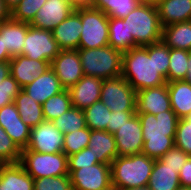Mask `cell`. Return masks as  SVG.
<instances>
[{
    "instance_id": "1",
    "label": "cell",
    "mask_w": 191,
    "mask_h": 190,
    "mask_svg": "<svg viewBox=\"0 0 191 190\" xmlns=\"http://www.w3.org/2000/svg\"><path fill=\"white\" fill-rule=\"evenodd\" d=\"M170 48L162 41L129 49L122 54L121 76L137 92L167 83Z\"/></svg>"
},
{
    "instance_id": "2",
    "label": "cell",
    "mask_w": 191,
    "mask_h": 190,
    "mask_svg": "<svg viewBox=\"0 0 191 190\" xmlns=\"http://www.w3.org/2000/svg\"><path fill=\"white\" fill-rule=\"evenodd\" d=\"M142 126V152L152 159L161 158L175 146V135L179 118L173 110L163 111L156 115L151 113L137 114Z\"/></svg>"
},
{
    "instance_id": "3",
    "label": "cell",
    "mask_w": 191,
    "mask_h": 190,
    "mask_svg": "<svg viewBox=\"0 0 191 190\" xmlns=\"http://www.w3.org/2000/svg\"><path fill=\"white\" fill-rule=\"evenodd\" d=\"M155 159L143 153L117 156L111 162L112 185L119 190L148 184Z\"/></svg>"
},
{
    "instance_id": "4",
    "label": "cell",
    "mask_w": 191,
    "mask_h": 190,
    "mask_svg": "<svg viewBox=\"0 0 191 190\" xmlns=\"http://www.w3.org/2000/svg\"><path fill=\"white\" fill-rule=\"evenodd\" d=\"M123 21L127 25L128 37L134 38V47L155 44L161 41L162 25L157 7L138 4Z\"/></svg>"
},
{
    "instance_id": "5",
    "label": "cell",
    "mask_w": 191,
    "mask_h": 190,
    "mask_svg": "<svg viewBox=\"0 0 191 190\" xmlns=\"http://www.w3.org/2000/svg\"><path fill=\"white\" fill-rule=\"evenodd\" d=\"M78 54L84 75L103 80L121 76L122 52L110 45L101 48H79Z\"/></svg>"
},
{
    "instance_id": "6",
    "label": "cell",
    "mask_w": 191,
    "mask_h": 190,
    "mask_svg": "<svg viewBox=\"0 0 191 190\" xmlns=\"http://www.w3.org/2000/svg\"><path fill=\"white\" fill-rule=\"evenodd\" d=\"M19 163L33 179L69 175L68 157L63 152L22 151Z\"/></svg>"
},
{
    "instance_id": "7",
    "label": "cell",
    "mask_w": 191,
    "mask_h": 190,
    "mask_svg": "<svg viewBox=\"0 0 191 190\" xmlns=\"http://www.w3.org/2000/svg\"><path fill=\"white\" fill-rule=\"evenodd\" d=\"M82 31L79 48H101L109 45V17L92 6L80 7Z\"/></svg>"
},
{
    "instance_id": "8",
    "label": "cell",
    "mask_w": 191,
    "mask_h": 190,
    "mask_svg": "<svg viewBox=\"0 0 191 190\" xmlns=\"http://www.w3.org/2000/svg\"><path fill=\"white\" fill-rule=\"evenodd\" d=\"M100 101L111 111H136V91L122 77L103 80Z\"/></svg>"
},
{
    "instance_id": "9",
    "label": "cell",
    "mask_w": 191,
    "mask_h": 190,
    "mask_svg": "<svg viewBox=\"0 0 191 190\" xmlns=\"http://www.w3.org/2000/svg\"><path fill=\"white\" fill-rule=\"evenodd\" d=\"M60 51L61 49L54 39L52 31L37 29L28 23L22 55L29 59L43 60L51 63Z\"/></svg>"
},
{
    "instance_id": "10",
    "label": "cell",
    "mask_w": 191,
    "mask_h": 190,
    "mask_svg": "<svg viewBox=\"0 0 191 190\" xmlns=\"http://www.w3.org/2000/svg\"><path fill=\"white\" fill-rule=\"evenodd\" d=\"M64 134L57 129L52 121L44 120L31 128L30 139L26 149L22 151H35L39 153L63 152Z\"/></svg>"
},
{
    "instance_id": "11",
    "label": "cell",
    "mask_w": 191,
    "mask_h": 190,
    "mask_svg": "<svg viewBox=\"0 0 191 190\" xmlns=\"http://www.w3.org/2000/svg\"><path fill=\"white\" fill-rule=\"evenodd\" d=\"M73 190H105L112 186L111 165L97 163L70 174Z\"/></svg>"
},
{
    "instance_id": "12",
    "label": "cell",
    "mask_w": 191,
    "mask_h": 190,
    "mask_svg": "<svg viewBox=\"0 0 191 190\" xmlns=\"http://www.w3.org/2000/svg\"><path fill=\"white\" fill-rule=\"evenodd\" d=\"M50 67L65 89L75 85L84 76L78 50H61Z\"/></svg>"
},
{
    "instance_id": "13",
    "label": "cell",
    "mask_w": 191,
    "mask_h": 190,
    "mask_svg": "<svg viewBox=\"0 0 191 190\" xmlns=\"http://www.w3.org/2000/svg\"><path fill=\"white\" fill-rule=\"evenodd\" d=\"M114 138L118 156L142 152L144 144L142 126L136 113L114 133Z\"/></svg>"
},
{
    "instance_id": "14",
    "label": "cell",
    "mask_w": 191,
    "mask_h": 190,
    "mask_svg": "<svg viewBox=\"0 0 191 190\" xmlns=\"http://www.w3.org/2000/svg\"><path fill=\"white\" fill-rule=\"evenodd\" d=\"M75 8L70 0H47L29 24L37 29L52 31L57 25L64 21Z\"/></svg>"
},
{
    "instance_id": "15",
    "label": "cell",
    "mask_w": 191,
    "mask_h": 190,
    "mask_svg": "<svg viewBox=\"0 0 191 190\" xmlns=\"http://www.w3.org/2000/svg\"><path fill=\"white\" fill-rule=\"evenodd\" d=\"M0 126L21 150L26 149L31 128L22 121L14 102L0 109Z\"/></svg>"
},
{
    "instance_id": "16",
    "label": "cell",
    "mask_w": 191,
    "mask_h": 190,
    "mask_svg": "<svg viewBox=\"0 0 191 190\" xmlns=\"http://www.w3.org/2000/svg\"><path fill=\"white\" fill-rule=\"evenodd\" d=\"M172 110L167 83L159 87L142 89L136 93V114L156 115Z\"/></svg>"
},
{
    "instance_id": "17",
    "label": "cell",
    "mask_w": 191,
    "mask_h": 190,
    "mask_svg": "<svg viewBox=\"0 0 191 190\" xmlns=\"http://www.w3.org/2000/svg\"><path fill=\"white\" fill-rule=\"evenodd\" d=\"M102 83L103 79L84 75L75 85L67 89L72 106L85 110L100 101Z\"/></svg>"
},
{
    "instance_id": "18",
    "label": "cell",
    "mask_w": 191,
    "mask_h": 190,
    "mask_svg": "<svg viewBox=\"0 0 191 190\" xmlns=\"http://www.w3.org/2000/svg\"><path fill=\"white\" fill-rule=\"evenodd\" d=\"M9 64L10 74L19 86L23 88L50 68L51 63L43 60L29 59L25 55H17L9 60Z\"/></svg>"
},
{
    "instance_id": "19",
    "label": "cell",
    "mask_w": 191,
    "mask_h": 190,
    "mask_svg": "<svg viewBox=\"0 0 191 190\" xmlns=\"http://www.w3.org/2000/svg\"><path fill=\"white\" fill-rule=\"evenodd\" d=\"M82 23L80 7L75 10L53 30V37L61 50H78Z\"/></svg>"
},
{
    "instance_id": "20",
    "label": "cell",
    "mask_w": 191,
    "mask_h": 190,
    "mask_svg": "<svg viewBox=\"0 0 191 190\" xmlns=\"http://www.w3.org/2000/svg\"><path fill=\"white\" fill-rule=\"evenodd\" d=\"M33 100L43 104L51 96L57 95L65 88L50 67L32 83L22 88Z\"/></svg>"
},
{
    "instance_id": "21",
    "label": "cell",
    "mask_w": 191,
    "mask_h": 190,
    "mask_svg": "<svg viewBox=\"0 0 191 190\" xmlns=\"http://www.w3.org/2000/svg\"><path fill=\"white\" fill-rule=\"evenodd\" d=\"M27 31V22L15 21L12 18L1 22L0 36H2V43L12 57L22 55Z\"/></svg>"
},
{
    "instance_id": "22",
    "label": "cell",
    "mask_w": 191,
    "mask_h": 190,
    "mask_svg": "<svg viewBox=\"0 0 191 190\" xmlns=\"http://www.w3.org/2000/svg\"><path fill=\"white\" fill-rule=\"evenodd\" d=\"M0 183L2 190H33L34 179L18 163H7L0 166Z\"/></svg>"
},
{
    "instance_id": "23",
    "label": "cell",
    "mask_w": 191,
    "mask_h": 190,
    "mask_svg": "<svg viewBox=\"0 0 191 190\" xmlns=\"http://www.w3.org/2000/svg\"><path fill=\"white\" fill-rule=\"evenodd\" d=\"M88 148L102 164L111 165L118 156L114 134L105 130H91Z\"/></svg>"
},
{
    "instance_id": "24",
    "label": "cell",
    "mask_w": 191,
    "mask_h": 190,
    "mask_svg": "<svg viewBox=\"0 0 191 190\" xmlns=\"http://www.w3.org/2000/svg\"><path fill=\"white\" fill-rule=\"evenodd\" d=\"M157 10L162 27L191 20V0H160Z\"/></svg>"
},
{
    "instance_id": "25",
    "label": "cell",
    "mask_w": 191,
    "mask_h": 190,
    "mask_svg": "<svg viewBox=\"0 0 191 190\" xmlns=\"http://www.w3.org/2000/svg\"><path fill=\"white\" fill-rule=\"evenodd\" d=\"M171 108L177 117L184 118L191 113V84L184 80L167 82Z\"/></svg>"
},
{
    "instance_id": "26",
    "label": "cell",
    "mask_w": 191,
    "mask_h": 190,
    "mask_svg": "<svg viewBox=\"0 0 191 190\" xmlns=\"http://www.w3.org/2000/svg\"><path fill=\"white\" fill-rule=\"evenodd\" d=\"M161 41L169 48L191 52V20L163 27Z\"/></svg>"
},
{
    "instance_id": "27",
    "label": "cell",
    "mask_w": 191,
    "mask_h": 190,
    "mask_svg": "<svg viewBox=\"0 0 191 190\" xmlns=\"http://www.w3.org/2000/svg\"><path fill=\"white\" fill-rule=\"evenodd\" d=\"M147 186L151 190H177L180 187L179 175L174 168L156 159Z\"/></svg>"
},
{
    "instance_id": "28",
    "label": "cell",
    "mask_w": 191,
    "mask_h": 190,
    "mask_svg": "<svg viewBox=\"0 0 191 190\" xmlns=\"http://www.w3.org/2000/svg\"><path fill=\"white\" fill-rule=\"evenodd\" d=\"M14 103L22 121L30 128L39 125L45 120L42 104L33 100L25 91L21 90L19 92L15 97Z\"/></svg>"
},
{
    "instance_id": "29",
    "label": "cell",
    "mask_w": 191,
    "mask_h": 190,
    "mask_svg": "<svg viewBox=\"0 0 191 190\" xmlns=\"http://www.w3.org/2000/svg\"><path fill=\"white\" fill-rule=\"evenodd\" d=\"M108 43L111 47L122 53L134 48V38L128 37L127 25L123 19L109 18Z\"/></svg>"
},
{
    "instance_id": "30",
    "label": "cell",
    "mask_w": 191,
    "mask_h": 190,
    "mask_svg": "<svg viewBox=\"0 0 191 190\" xmlns=\"http://www.w3.org/2000/svg\"><path fill=\"white\" fill-rule=\"evenodd\" d=\"M138 4L137 0H94L92 7L101 10L109 18L123 19Z\"/></svg>"
},
{
    "instance_id": "31",
    "label": "cell",
    "mask_w": 191,
    "mask_h": 190,
    "mask_svg": "<svg viewBox=\"0 0 191 190\" xmlns=\"http://www.w3.org/2000/svg\"><path fill=\"white\" fill-rule=\"evenodd\" d=\"M72 102L67 89L51 96L42 104L43 116L47 121H53L72 108Z\"/></svg>"
},
{
    "instance_id": "32",
    "label": "cell",
    "mask_w": 191,
    "mask_h": 190,
    "mask_svg": "<svg viewBox=\"0 0 191 190\" xmlns=\"http://www.w3.org/2000/svg\"><path fill=\"white\" fill-rule=\"evenodd\" d=\"M86 126L90 130H105L110 123L111 110L104 105L103 102L98 101L93 103L90 107L83 110Z\"/></svg>"
},
{
    "instance_id": "33",
    "label": "cell",
    "mask_w": 191,
    "mask_h": 190,
    "mask_svg": "<svg viewBox=\"0 0 191 190\" xmlns=\"http://www.w3.org/2000/svg\"><path fill=\"white\" fill-rule=\"evenodd\" d=\"M52 123L62 134H67L87 127L83 110L76 107L70 108L60 117L54 119Z\"/></svg>"
},
{
    "instance_id": "34",
    "label": "cell",
    "mask_w": 191,
    "mask_h": 190,
    "mask_svg": "<svg viewBox=\"0 0 191 190\" xmlns=\"http://www.w3.org/2000/svg\"><path fill=\"white\" fill-rule=\"evenodd\" d=\"M189 51L170 48L167 82L184 80L188 70Z\"/></svg>"
},
{
    "instance_id": "35",
    "label": "cell",
    "mask_w": 191,
    "mask_h": 190,
    "mask_svg": "<svg viewBox=\"0 0 191 190\" xmlns=\"http://www.w3.org/2000/svg\"><path fill=\"white\" fill-rule=\"evenodd\" d=\"M91 130L86 127L64 134L63 153L68 157L88 147Z\"/></svg>"
},
{
    "instance_id": "36",
    "label": "cell",
    "mask_w": 191,
    "mask_h": 190,
    "mask_svg": "<svg viewBox=\"0 0 191 190\" xmlns=\"http://www.w3.org/2000/svg\"><path fill=\"white\" fill-rule=\"evenodd\" d=\"M46 1L47 0H21L11 11V18L15 21L30 23Z\"/></svg>"
},
{
    "instance_id": "37",
    "label": "cell",
    "mask_w": 191,
    "mask_h": 190,
    "mask_svg": "<svg viewBox=\"0 0 191 190\" xmlns=\"http://www.w3.org/2000/svg\"><path fill=\"white\" fill-rule=\"evenodd\" d=\"M21 152L22 150L0 126V162L2 164L18 163L21 158Z\"/></svg>"
},
{
    "instance_id": "38",
    "label": "cell",
    "mask_w": 191,
    "mask_h": 190,
    "mask_svg": "<svg viewBox=\"0 0 191 190\" xmlns=\"http://www.w3.org/2000/svg\"><path fill=\"white\" fill-rule=\"evenodd\" d=\"M33 190H73L70 175L34 179Z\"/></svg>"
},
{
    "instance_id": "39",
    "label": "cell",
    "mask_w": 191,
    "mask_h": 190,
    "mask_svg": "<svg viewBox=\"0 0 191 190\" xmlns=\"http://www.w3.org/2000/svg\"><path fill=\"white\" fill-rule=\"evenodd\" d=\"M174 141L175 147L182 149L191 156V122L185 118L179 119Z\"/></svg>"
},
{
    "instance_id": "40",
    "label": "cell",
    "mask_w": 191,
    "mask_h": 190,
    "mask_svg": "<svg viewBox=\"0 0 191 190\" xmlns=\"http://www.w3.org/2000/svg\"><path fill=\"white\" fill-rule=\"evenodd\" d=\"M99 163L97 157L94 156L92 151L87 147L75 153L71 156H68V172L69 175L74 171L81 169L86 166H91Z\"/></svg>"
},
{
    "instance_id": "41",
    "label": "cell",
    "mask_w": 191,
    "mask_h": 190,
    "mask_svg": "<svg viewBox=\"0 0 191 190\" xmlns=\"http://www.w3.org/2000/svg\"><path fill=\"white\" fill-rule=\"evenodd\" d=\"M22 88L10 74L0 83V109L14 102Z\"/></svg>"
},
{
    "instance_id": "42",
    "label": "cell",
    "mask_w": 191,
    "mask_h": 190,
    "mask_svg": "<svg viewBox=\"0 0 191 190\" xmlns=\"http://www.w3.org/2000/svg\"><path fill=\"white\" fill-rule=\"evenodd\" d=\"M190 156L187 155L182 149L173 147L167 151L159 160L165 165L174 168L179 174L182 166Z\"/></svg>"
},
{
    "instance_id": "43",
    "label": "cell",
    "mask_w": 191,
    "mask_h": 190,
    "mask_svg": "<svg viewBox=\"0 0 191 190\" xmlns=\"http://www.w3.org/2000/svg\"><path fill=\"white\" fill-rule=\"evenodd\" d=\"M136 111H111L110 113V123L107 125V131L114 134L123 124L126 123Z\"/></svg>"
},
{
    "instance_id": "44",
    "label": "cell",
    "mask_w": 191,
    "mask_h": 190,
    "mask_svg": "<svg viewBox=\"0 0 191 190\" xmlns=\"http://www.w3.org/2000/svg\"><path fill=\"white\" fill-rule=\"evenodd\" d=\"M178 175L180 186L191 188V156L186 160Z\"/></svg>"
},
{
    "instance_id": "45",
    "label": "cell",
    "mask_w": 191,
    "mask_h": 190,
    "mask_svg": "<svg viewBox=\"0 0 191 190\" xmlns=\"http://www.w3.org/2000/svg\"><path fill=\"white\" fill-rule=\"evenodd\" d=\"M11 18V11L7 8L4 0H0V22Z\"/></svg>"
},
{
    "instance_id": "46",
    "label": "cell",
    "mask_w": 191,
    "mask_h": 190,
    "mask_svg": "<svg viewBox=\"0 0 191 190\" xmlns=\"http://www.w3.org/2000/svg\"><path fill=\"white\" fill-rule=\"evenodd\" d=\"M10 75L9 61L0 62V83Z\"/></svg>"
},
{
    "instance_id": "47",
    "label": "cell",
    "mask_w": 191,
    "mask_h": 190,
    "mask_svg": "<svg viewBox=\"0 0 191 190\" xmlns=\"http://www.w3.org/2000/svg\"><path fill=\"white\" fill-rule=\"evenodd\" d=\"M12 56L8 53L7 49L4 48L2 43V36H0V62L9 61Z\"/></svg>"
},
{
    "instance_id": "48",
    "label": "cell",
    "mask_w": 191,
    "mask_h": 190,
    "mask_svg": "<svg viewBox=\"0 0 191 190\" xmlns=\"http://www.w3.org/2000/svg\"><path fill=\"white\" fill-rule=\"evenodd\" d=\"M75 7L92 6L94 0H70Z\"/></svg>"
},
{
    "instance_id": "49",
    "label": "cell",
    "mask_w": 191,
    "mask_h": 190,
    "mask_svg": "<svg viewBox=\"0 0 191 190\" xmlns=\"http://www.w3.org/2000/svg\"><path fill=\"white\" fill-rule=\"evenodd\" d=\"M188 70H187V74L184 78V81L188 82L189 84H191V52L189 53V59H188Z\"/></svg>"
},
{
    "instance_id": "50",
    "label": "cell",
    "mask_w": 191,
    "mask_h": 190,
    "mask_svg": "<svg viewBox=\"0 0 191 190\" xmlns=\"http://www.w3.org/2000/svg\"><path fill=\"white\" fill-rule=\"evenodd\" d=\"M21 0H4L7 8L12 11Z\"/></svg>"
},
{
    "instance_id": "51",
    "label": "cell",
    "mask_w": 191,
    "mask_h": 190,
    "mask_svg": "<svg viewBox=\"0 0 191 190\" xmlns=\"http://www.w3.org/2000/svg\"><path fill=\"white\" fill-rule=\"evenodd\" d=\"M139 4L157 7L160 0H137Z\"/></svg>"
},
{
    "instance_id": "52",
    "label": "cell",
    "mask_w": 191,
    "mask_h": 190,
    "mask_svg": "<svg viewBox=\"0 0 191 190\" xmlns=\"http://www.w3.org/2000/svg\"><path fill=\"white\" fill-rule=\"evenodd\" d=\"M123 190H151V189L146 185L142 187H133V188L123 189Z\"/></svg>"
},
{
    "instance_id": "53",
    "label": "cell",
    "mask_w": 191,
    "mask_h": 190,
    "mask_svg": "<svg viewBox=\"0 0 191 190\" xmlns=\"http://www.w3.org/2000/svg\"><path fill=\"white\" fill-rule=\"evenodd\" d=\"M188 122H191V113L184 117Z\"/></svg>"
},
{
    "instance_id": "54",
    "label": "cell",
    "mask_w": 191,
    "mask_h": 190,
    "mask_svg": "<svg viewBox=\"0 0 191 190\" xmlns=\"http://www.w3.org/2000/svg\"><path fill=\"white\" fill-rule=\"evenodd\" d=\"M105 190H119L117 187H114L113 185L108 187L107 189Z\"/></svg>"
},
{
    "instance_id": "55",
    "label": "cell",
    "mask_w": 191,
    "mask_h": 190,
    "mask_svg": "<svg viewBox=\"0 0 191 190\" xmlns=\"http://www.w3.org/2000/svg\"><path fill=\"white\" fill-rule=\"evenodd\" d=\"M177 190H191V188H187V187H182V186H180Z\"/></svg>"
}]
</instances>
